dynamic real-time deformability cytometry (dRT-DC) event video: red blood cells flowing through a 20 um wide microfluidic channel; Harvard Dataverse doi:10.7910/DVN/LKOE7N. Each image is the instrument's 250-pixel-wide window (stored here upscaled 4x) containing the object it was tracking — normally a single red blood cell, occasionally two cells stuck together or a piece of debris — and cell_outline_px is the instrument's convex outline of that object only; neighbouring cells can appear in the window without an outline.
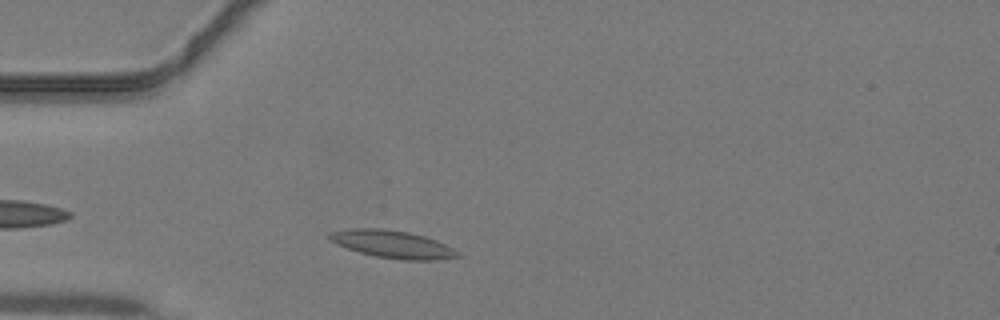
{"species": "common noctule bat (a hibernating species)", "species_latin": "Nyctalus noctula", "temperature_condition": "warm", "stored_images_in_passage": 30, "camera_frame_rate_fps": 3000, "um_per_image_px": 0.085, "animal": {"sex": "male", "body_mass_g": 19.2, "forearm_length_mm": 51.8}, "frame": {"image": 1, "passage_image": 3, "time_ms": 0.667, "image_size_px": [1000, 320], "cell_outline_px": [[460, 256], [436, 260], [404, 260], [376, 256], [360, 252], [336, 244], [328, 240], [328, 232], [352, 228], [380, 228], [408, 232], [424, 236], [436, 240], [460, 252]], "centroid_in_image_um": [33.34, 20.75], "position_along_channel_um": 51.7, "area_um2": 20.52}}
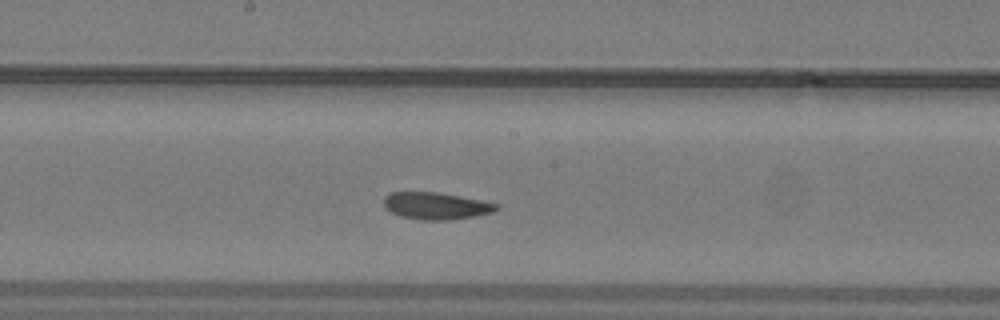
{"frame": {"image": 2, "passage_image": 14, "time_ms": 4.333, "image_size_px": [1000, 320], "cell_outline_px": [[500, 208], [492, 212], [472, 216], [448, 220], [420, 220], [400, 216], [384, 208], [384, 196], [392, 192], [436, 192], [480, 200], [500, 204]], "centroid_in_image_um": [37.04, 17.5], "position_along_channel_um": 211.2, "area_um2": 17.63}}
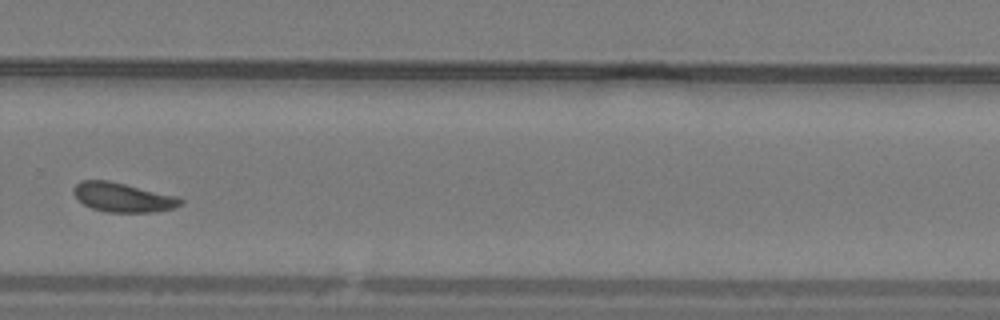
{"frame": {"image": 3, "passage_image": 21, "time_ms": 6.667, "image_size_px": [1000, 320], "cell_outline_px": [[184, 204], [176, 208], [156, 212], [108, 212], [92, 208], [76, 200], [72, 192], [72, 188], [80, 180], [108, 180], [176, 196], [184, 200]], "centroid_in_image_um": [10.43, 16.78], "position_along_channel_um": 319.4, "area_um2": 18.44}}